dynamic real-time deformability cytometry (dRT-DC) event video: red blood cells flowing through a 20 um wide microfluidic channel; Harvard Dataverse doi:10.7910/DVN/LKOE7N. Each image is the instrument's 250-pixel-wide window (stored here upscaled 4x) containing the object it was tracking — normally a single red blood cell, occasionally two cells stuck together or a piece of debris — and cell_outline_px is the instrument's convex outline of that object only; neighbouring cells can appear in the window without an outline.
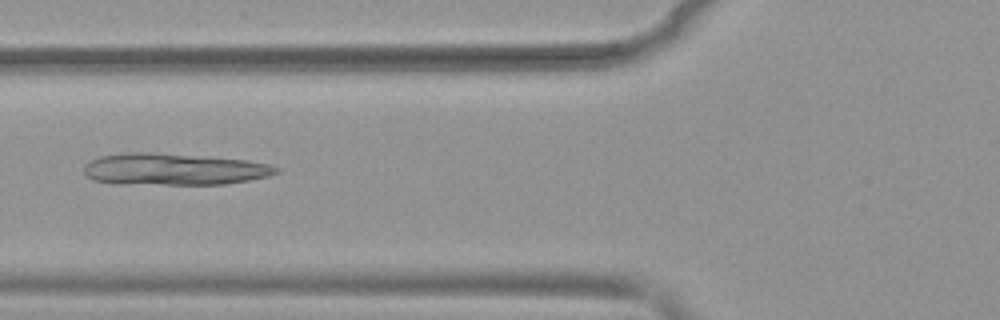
{"species": "common noctule bat (a hibernating species)", "species_latin": "Nyctalus noctula", "temperature_condition": "warm", "stored_images_in_passage": 52, "camera_frame_rate_fps": 3000, "um_per_image_px": 0.085, "animal": {"sex": "female", "body_mass_g": 19.9}, "frame": {"image": 1, "passage_image": 20, "time_ms": 6.333, "image_size_px": [1000, 320], "cell_outline_px": [[280, 172], [268, 176], [248, 180], [224, 184], [116, 184], [92, 180], [84, 172], [84, 164], [100, 156], [124, 152], [152, 152], [248, 160], [272, 164], [280, 168]], "centroid_in_image_um": [14.78, 14.38], "position_along_channel_um": 111.0, "area_um2": 35.84}}
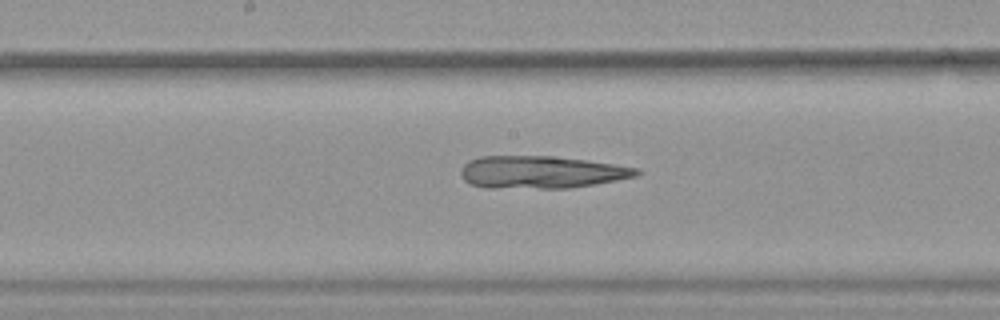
{"frame": {"image": 2, "passage_image": 27, "time_ms": 8.667, "image_size_px": [1000, 320], "cell_outline_px": [[640, 172], [636, 176], [616, 180], [568, 188], [484, 188], [472, 184], [464, 180], [460, 176], [460, 172], [464, 164], [468, 160], [480, 156], [556, 156], [640, 168]], "centroid_in_image_um": [45.94, 14.63], "position_along_channel_um": 202.3, "area_um2": 33.23}}
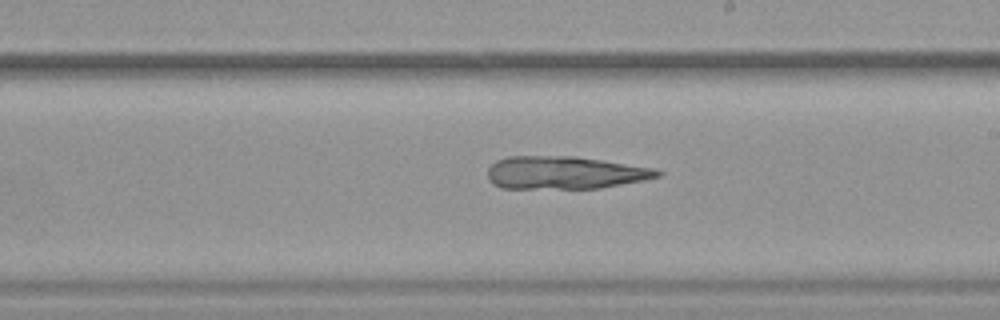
{"frame": {"image": 3, "passage_image": 30, "time_ms": 9.667, "image_size_px": [1000, 320], "cell_outline_px": [[664, 172], [660, 176], [644, 180], [600, 188], [500, 188], [492, 184], [488, 180], [488, 168], [496, 160], [508, 156], [576, 156], [656, 168]], "centroid_in_image_um": [48.0, 14.67], "position_along_channel_um": 241.0, "area_um2": 32.66}}